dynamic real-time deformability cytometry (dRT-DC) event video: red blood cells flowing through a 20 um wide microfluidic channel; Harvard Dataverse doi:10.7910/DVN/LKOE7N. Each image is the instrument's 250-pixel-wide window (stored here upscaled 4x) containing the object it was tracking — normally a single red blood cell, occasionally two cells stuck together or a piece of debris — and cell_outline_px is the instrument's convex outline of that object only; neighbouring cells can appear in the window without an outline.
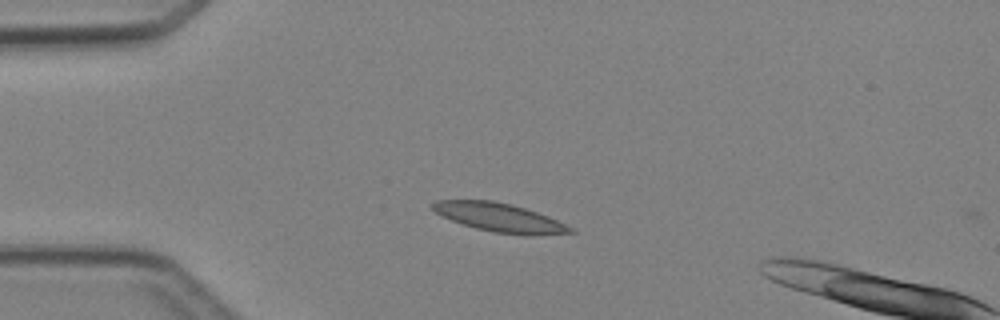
{"species": "Egyptian fruit bat (a non-hibernating species)", "species_latin": "Rousettus aegyptiacus", "temperature_condition": "cold", "stored_images_in_passage": 3, "camera_frame_rate_fps": 3000, "um_per_image_px": 0.085, "animal": {"sex": "female"}, "frame": {"image": 1, "passage_image": 2, "time_ms": 1.333, "image_size_px": [1000, 320], "cell_outline_px": [[576, 232], [496, 232], [476, 228], [452, 220], [436, 212], [432, 208], [432, 204], [436, 200], [492, 200], [512, 204], [548, 216], [576, 228]], "centroid_in_image_um": [42.39, 18.42], "position_along_channel_um": 42.6, "area_um2": 21.73}}